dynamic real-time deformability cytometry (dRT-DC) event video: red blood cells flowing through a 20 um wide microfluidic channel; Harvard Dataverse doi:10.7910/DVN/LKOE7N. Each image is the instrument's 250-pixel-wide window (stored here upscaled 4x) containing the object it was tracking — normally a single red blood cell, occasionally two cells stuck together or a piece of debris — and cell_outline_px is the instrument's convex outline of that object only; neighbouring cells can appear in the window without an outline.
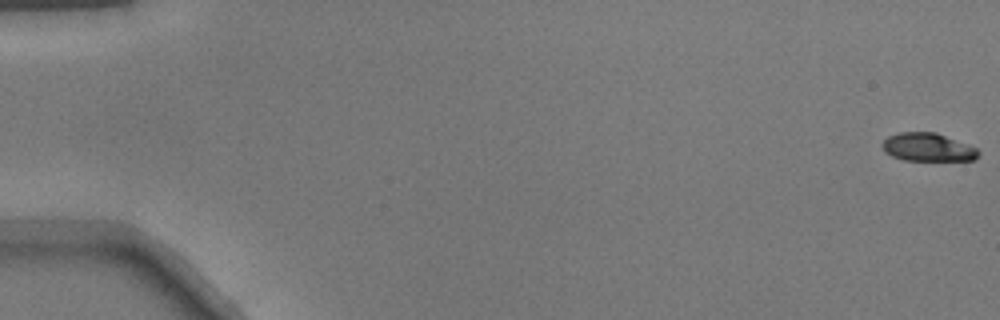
{"species": "common noctule bat (a hibernating species)", "species_latin": "Nyctalus noctula", "temperature_condition": "warm", "stored_images_in_passage": 15, "camera_frame_rate_fps": 3000, "um_per_image_px": 0.085, "animal": {"sex": "male", "body_mass_g": 17.9}, "frame": {"image": 1, "passage_image": 1, "time_ms": 0.0, "image_size_px": [1000, 320], "cell_outline_px": [[980, 152], [976, 160], [904, 160], [892, 156], [884, 152], [880, 144], [888, 136], [900, 132], [936, 132], [976, 148]], "centroid_in_image_um": [78.83, 12.51], "position_along_channel_um": 6.2, "area_um2": 15.78}}
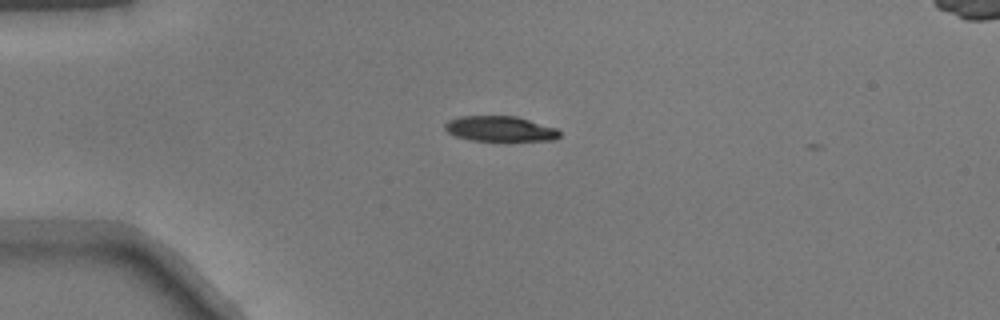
{"frame": {"image": 2, "passage_image": 14, "time_ms": 4.333, "image_size_px": [1000, 320], "cell_outline_px": [[560, 136], [556, 140], [472, 140], [456, 136], [448, 132], [444, 128], [444, 124], [448, 120], [460, 116], [516, 116], [556, 128], [560, 132]], "centroid_in_image_um": [42.49, 10.94], "position_along_channel_um": 42.5, "area_um2": 16.7}}